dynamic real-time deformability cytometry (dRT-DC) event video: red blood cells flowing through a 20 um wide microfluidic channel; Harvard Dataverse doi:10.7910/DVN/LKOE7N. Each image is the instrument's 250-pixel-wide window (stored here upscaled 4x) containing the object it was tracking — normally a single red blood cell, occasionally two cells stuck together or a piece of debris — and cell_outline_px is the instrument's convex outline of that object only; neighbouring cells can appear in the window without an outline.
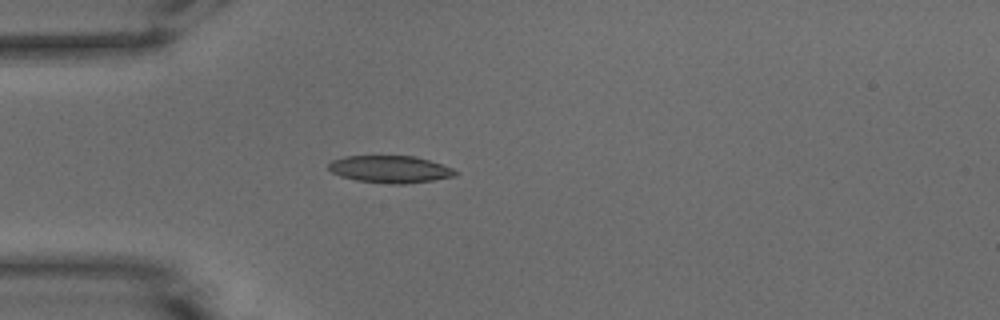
{"species": "common noctule bat (a hibernating species)", "species_latin": "Nyctalus noctula", "temperature_condition": "warm", "stored_images_in_passage": 38, "camera_frame_rate_fps": 3000, "um_per_image_px": 0.085, "animal": {"sex": "male", "body_mass_g": 15.6}, "frame": {"image": 1, "passage_image": 1, "time_ms": 0.0, "image_size_px": [1000, 320], "cell_outline_px": [[460, 172], [456, 176], [432, 180], [404, 184], [392, 184], [356, 180], [340, 176], [332, 172], [328, 168], [328, 164], [332, 160], [344, 156], [416, 156], [452, 168]], "centroid_in_image_um": [33.16, 14.38], "position_along_channel_um": 51.8, "area_um2": 20.06}}
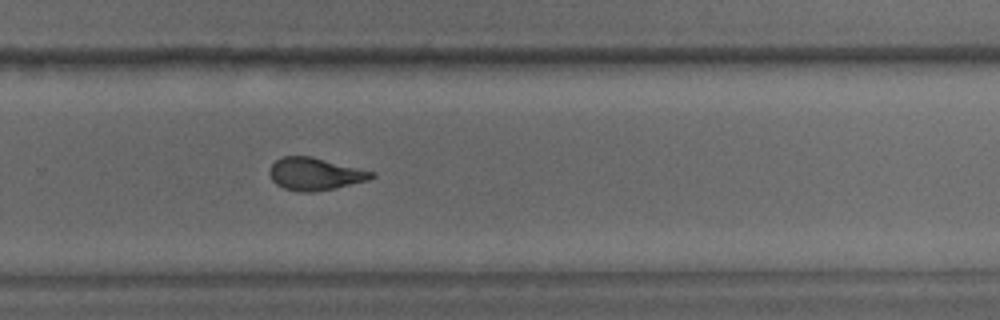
{"frame": {"image": 2, "passage_image": 21, "time_ms": 6.667, "image_size_px": [1000, 320], "cell_outline_px": [[376, 176], [368, 180], [336, 188], [312, 192], [300, 192], [284, 188], [276, 184], [272, 180], [268, 172], [272, 164], [280, 156], [312, 156], [376, 172]], "centroid_in_image_um": [26.78, 14.78], "position_along_channel_um": 303.0, "area_um2": 19.48}}
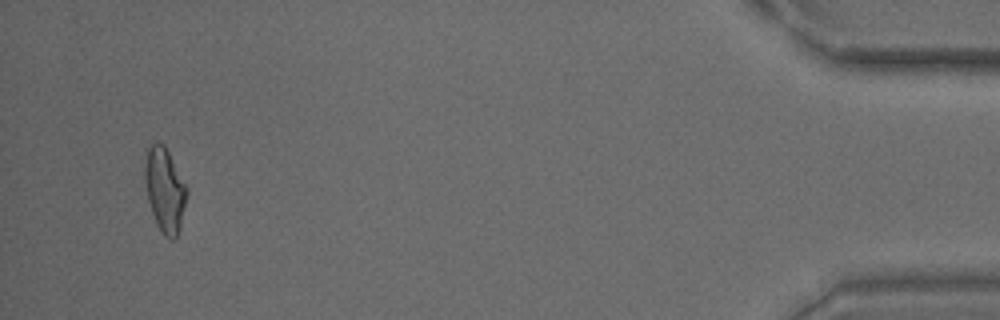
{"frame": {"image": 3, "passage_image": 36, "time_ms": 11.667, "image_size_px": [1000, 320], "cell_outline_px": [[188, 192], [180, 228], [176, 236], [172, 240], [164, 236], [160, 232], [156, 224], [148, 200], [144, 180], [144, 148], [152, 144], [164, 144], [188, 188]], "centroid_in_image_um": [13.98, 16.12], "position_along_channel_um": 421.2, "area_um2": 20.87}, "authors_computed_cell_mechanics": {"area_um2": 19.7965, "velocity_mm_per_s": 3.8984, "shape_relaxation_time_tau1_ms": 5.0843, "shape_relaxation_time_tau2_ms": 1.1408, "deformation_change_tau1": 0.1957, "deformation_change_tau2": 0.0838}}